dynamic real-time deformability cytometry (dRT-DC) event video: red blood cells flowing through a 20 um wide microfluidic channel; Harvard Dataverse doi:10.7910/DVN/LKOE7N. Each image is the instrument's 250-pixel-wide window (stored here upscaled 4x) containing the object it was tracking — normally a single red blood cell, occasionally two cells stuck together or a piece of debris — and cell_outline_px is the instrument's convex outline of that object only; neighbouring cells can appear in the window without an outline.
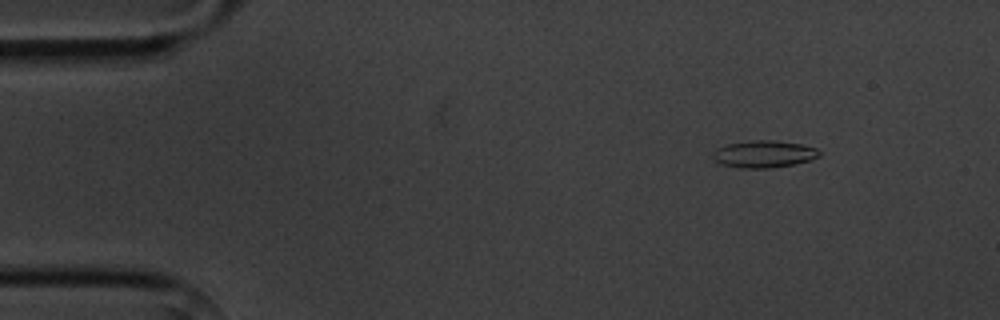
{"species": "common noctule bat (a hibernating species)", "species_latin": "Nyctalus noctula", "temperature_condition": "cold", "stored_images_in_passage": 5, "camera_frame_rate_fps": 3000, "um_per_image_px": 0.085, "animal": {"sex": "male", "body_mass_g": 20.1, "forearm_length_mm": 53.5}, "frame": {"image": 1, "passage_image": 2, "time_ms": 1.333, "image_size_px": [1000, 320], "cell_outline_px": [[820, 156], [812, 160], [796, 164], [772, 168], [740, 168], [720, 164], [712, 156], [712, 152], [716, 148], [728, 144], [752, 140], [776, 140], [800, 144], [816, 148], [820, 152]], "centroid_in_image_um": [64.94, 13.1], "position_along_channel_um": 20.1, "area_um2": 16.99}}